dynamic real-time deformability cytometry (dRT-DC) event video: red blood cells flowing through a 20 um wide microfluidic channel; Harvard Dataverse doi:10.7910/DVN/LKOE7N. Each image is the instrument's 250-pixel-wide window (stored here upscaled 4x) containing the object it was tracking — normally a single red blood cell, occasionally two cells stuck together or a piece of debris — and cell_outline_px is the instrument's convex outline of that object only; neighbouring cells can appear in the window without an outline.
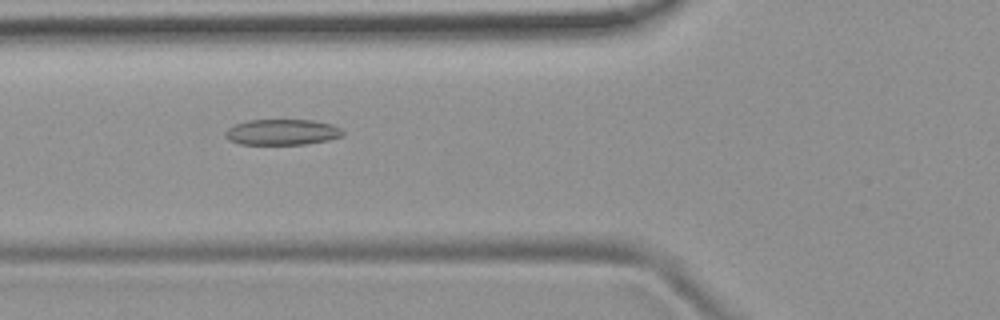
{"species": "common noctule bat (a hibernating species)", "species_latin": "Nyctalus noctula", "temperature_condition": "room temperature", "stored_images_in_passage": 2, "camera_frame_rate_fps": 3000, "um_per_image_px": 0.085, "animal": {"sex": "female", "body_mass_g": 19.9}, "frame": {"image": 1, "passage_image": 2, "time_ms": 1.0, "image_size_px": [1000, 320], "cell_outline_px": [[344, 136], [328, 140], [304, 144], [240, 144], [228, 140], [224, 136], [224, 132], [228, 128], [236, 124], [248, 120], [312, 120], [332, 124], [340, 128], [344, 132]], "centroid_in_image_um": [23.97, 11.23], "position_along_channel_um": 101.8, "area_um2": 17.69}}